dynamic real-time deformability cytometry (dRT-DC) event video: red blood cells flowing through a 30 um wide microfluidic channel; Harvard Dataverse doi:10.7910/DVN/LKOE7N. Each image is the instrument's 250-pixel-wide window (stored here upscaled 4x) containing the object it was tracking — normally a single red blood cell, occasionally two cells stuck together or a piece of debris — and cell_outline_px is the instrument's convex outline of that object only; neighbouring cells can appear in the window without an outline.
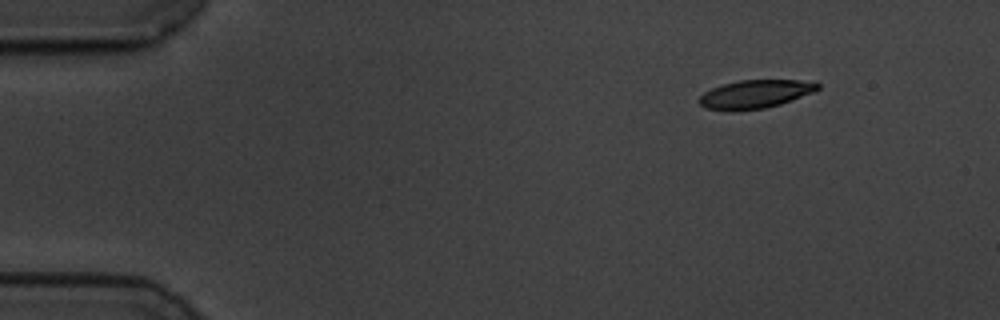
{"species": "common noctule bat (a hibernating species)", "species_latin": "Nyctalus noctula", "temperature_condition": "cold", "stored_images_in_passage": 52, "camera_frame_rate_fps": 3000, "um_per_image_px": 0.085, "animal": {"sex": "male", "body_mass_g": 19.5, "forearm_length_mm": 54.6}, "frame": {"image": 1, "passage_image": 1, "time_ms": 0.0, "image_size_px": [1000, 320], "cell_outline_px": [[820, 88], [816, 92], [780, 104], [764, 108], [704, 108], [696, 100], [704, 92], [712, 88], [724, 84], [740, 80], [816, 80], [820, 84]], "centroid_in_image_um": [64.31, 7.95], "position_along_channel_um": 20.7, "area_um2": 19.19}}
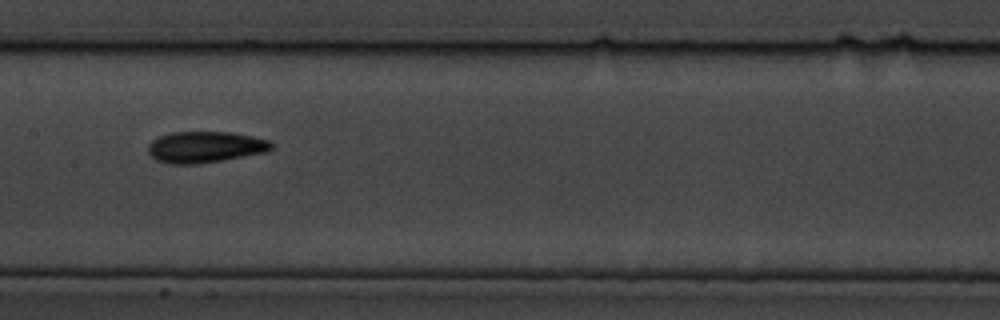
{"frame": {"image": 2, "passage_image": 23, "time_ms": 7.333, "image_size_px": [1000, 320], "cell_outline_px": [[272, 148], [264, 152], [220, 160], [196, 164], [168, 164], [156, 160], [148, 152], [148, 144], [152, 140], [160, 136], [172, 132], [228, 132], [252, 136], [268, 140], [272, 144]], "centroid_in_image_um": [17.38, 12.49], "position_along_channel_um": 190.0, "area_um2": 22.2}}
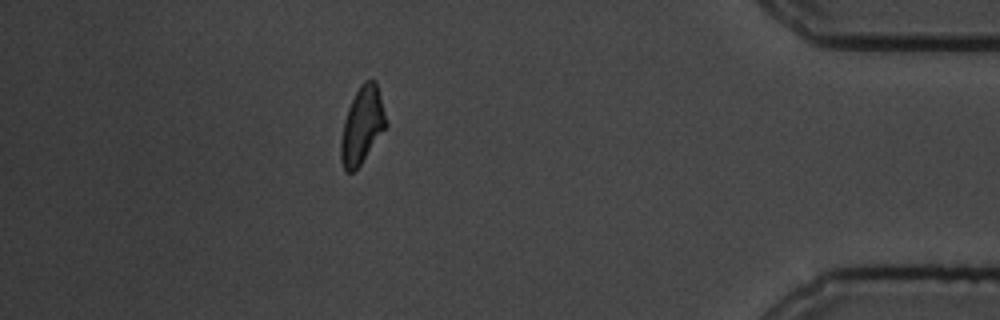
{"frame": {"image": 3, "passage_image": 45, "time_ms": 14.667, "image_size_px": [1000, 320], "cell_outline_px": [[388, 124], [356, 172], [344, 172], [340, 160], [340, 140], [344, 120], [348, 108], [360, 84], [364, 80], [376, 80]], "centroid_in_image_um": [30.76, 10.7], "position_along_channel_um": 404.4, "area_um2": 20.4}, "authors_computed_cell_mechanics": {"area_um2": 21.0392, "velocity_mm_per_s": 3.5029, "shape_relaxation_time_tau1_ms": 3.6418, "shape_relaxation_time_tau2_ms": 5.246, "deformation_change_tau1": 0.169, "deformation_change_tau2": 0.1038}}